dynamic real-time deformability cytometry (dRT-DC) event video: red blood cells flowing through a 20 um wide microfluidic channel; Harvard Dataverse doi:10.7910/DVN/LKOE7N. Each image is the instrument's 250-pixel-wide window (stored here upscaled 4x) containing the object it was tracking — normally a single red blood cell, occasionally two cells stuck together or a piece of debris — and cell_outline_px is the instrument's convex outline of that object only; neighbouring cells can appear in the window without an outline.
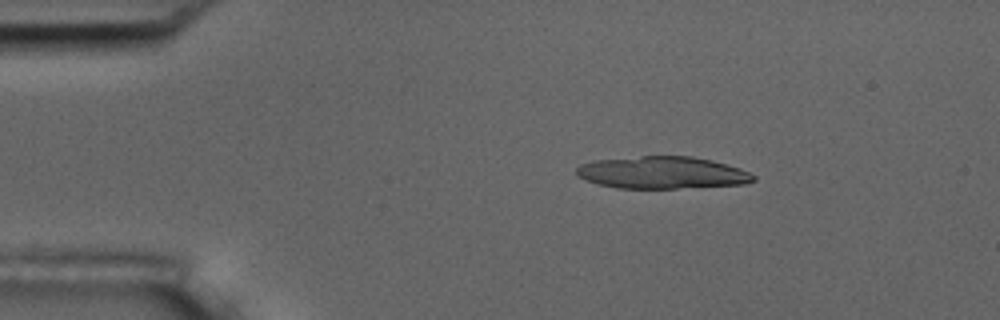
{"species": "common noctule bat (a hibernating species)", "species_latin": "Nyctalus noctula", "temperature_condition": "room temperature", "stored_images_in_passage": 20, "camera_frame_rate_fps": 3000, "um_per_image_px": 0.085, "animal": {"sex": "male", "body_mass_g": 17.5, "forearm_length_mm": 52.3}, "frame": {"image": 1, "passage_image": 9, "time_ms": 2.667, "image_size_px": [1000, 320], "cell_outline_px": [[756, 180], [744, 184], [676, 188], [616, 188], [596, 184], [584, 180], [576, 176], [576, 168], [580, 164], [592, 160], [640, 156], [692, 156], [712, 160], [740, 168], [756, 176]], "centroid_in_image_um": [56.23, 14.67], "position_along_channel_um": 28.8, "area_um2": 33.47}}
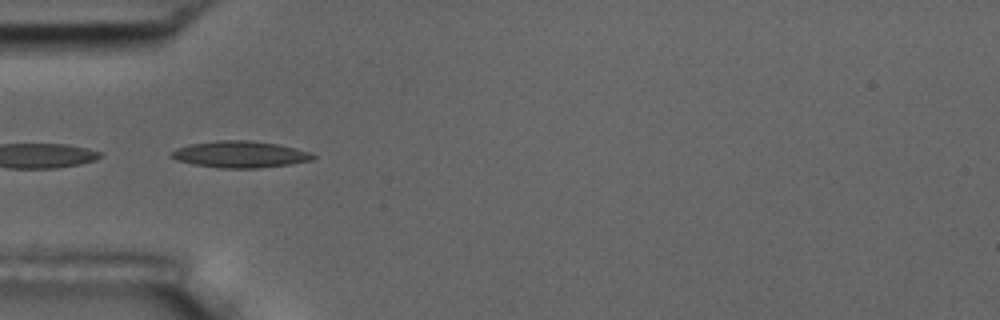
{"frame": {"image": 2, "passage_image": 17, "time_ms": 5.333, "image_size_px": [1000, 320], "cell_outline_px": [[316, 156], [312, 160], [288, 164], [260, 168], [220, 168], [192, 164], [176, 160], [168, 156], [168, 152], [176, 148], [188, 144], [220, 140], [252, 140], [276, 144], [296, 148], [308, 152]], "centroid_in_image_um": [20.32, 13.12], "position_along_channel_um": 64.7, "area_um2": 22.08}}